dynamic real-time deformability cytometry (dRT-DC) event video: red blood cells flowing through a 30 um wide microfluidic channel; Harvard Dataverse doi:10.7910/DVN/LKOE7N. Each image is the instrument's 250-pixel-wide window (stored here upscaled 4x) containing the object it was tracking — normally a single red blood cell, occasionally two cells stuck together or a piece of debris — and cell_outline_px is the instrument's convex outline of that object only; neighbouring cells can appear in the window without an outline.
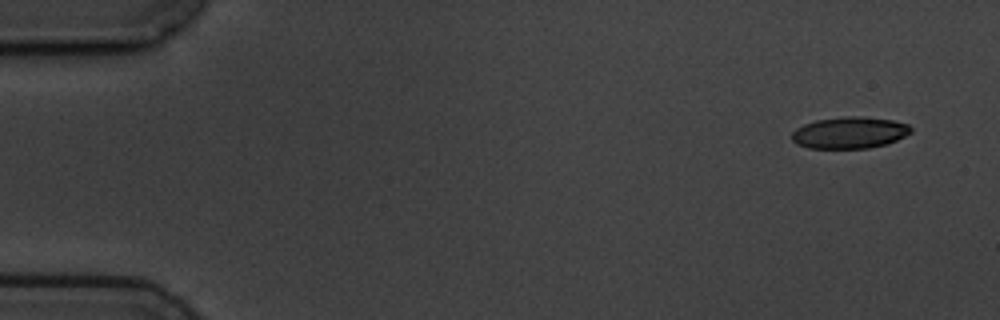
{"species": "common noctule bat (a hibernating species)", "species_latin": "Nyctalus noctula", "temperature_condition": "cold", "stored_images_in_passage": 10, "camera_frame_rate_fps": 3000, "um_per_image_px": 0.085, "animal": {"sex": "male", "body_mass_g": 19.5, "forearm_length_mm": 54.6}, "frame": {"image": 1, "passage_image": 1, "time_ms": 0.0, "image_size_px": [1000, 320], "cell_outline_px": [[912, 132], [896, 140], [884, 144], [868, 148], [808, 148], [796, 144], [792, 140], [792, 132], [796, 128], [804, 124], [816, 120], [844, 116], [864, 116], [892, 120], [908, 124], [912, 128]], "centroid_in_image_um": [72.2, 11.27], "position_along_channel_um": 12.8, "area_um2": 21.96}}
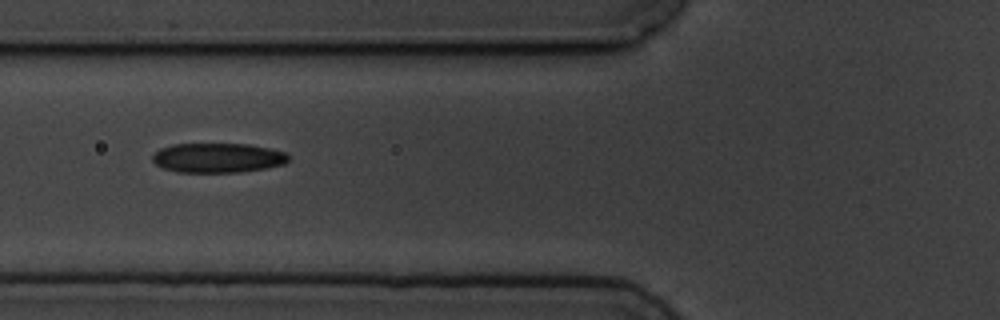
{"frame": {"image": 2, "passage_image": 6, "time_ms": 6.0, "image_size_px": [1000, 320], "cell_outline_px": [[288, 160], [284, 164], [264, 168], [240, 172], [176, 172], [164, 168], [156, 164], [152, 160], [152, 156], [160, 148], [172, 144], [248, 144], [272, 148], [284, 152], [288, 156]], "centroid_in_image_um": [18.5, 13.41], "position_along_channel_um": 107.3, "area_um2": 23.41}}
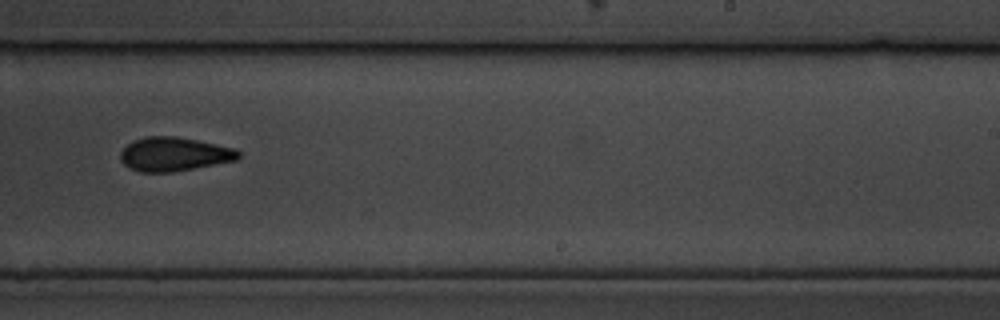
{"frame": {"image": 3, "passage_image": 10, "time_ms": 10.667, "image_size_px": [1000, 320], "cell_outline_px": [[240, 156], [236, 160], [172, 172], [140, 172], [124, 164], [120, 160], [120, 152], [132, 140], [144, 136], [176, 136], [236, 148], [240, 152]], "centroid_in_image_um": [14.78, 13.09], "position_along_channel_um": 274.2, "area_um2": 23.24}}